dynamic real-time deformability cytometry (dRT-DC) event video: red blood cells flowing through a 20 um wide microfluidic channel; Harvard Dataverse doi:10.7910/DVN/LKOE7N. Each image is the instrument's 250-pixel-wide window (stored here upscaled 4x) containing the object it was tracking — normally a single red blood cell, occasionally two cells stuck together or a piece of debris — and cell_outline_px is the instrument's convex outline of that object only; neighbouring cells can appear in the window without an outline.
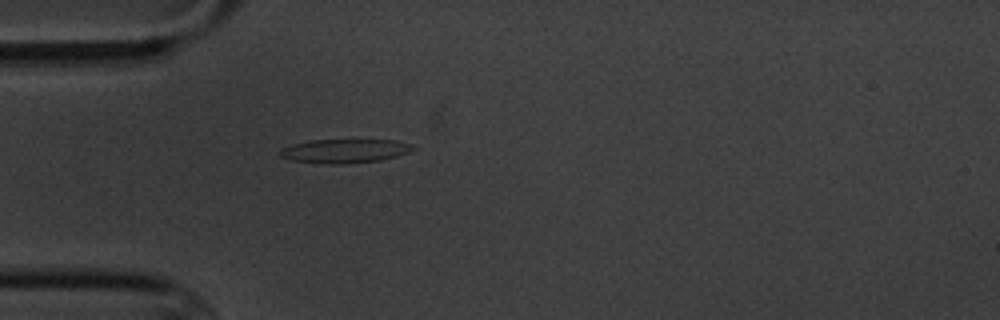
{"species": "common noctule bat (a hibernating species)", "species_latin": "Nyctalus noctula", "temperature_condition": "cold", "stored_images_in_passage": 4, "camera_frame_rate_fps": 3000, "um_per_image_px": 0.085, "animal": {"sex": "male", "body_mass_g": 20.1, "forearm_length_mm": 53.5}, "frame": {"image": 1, "passage_image": 4, "time_ms": 3.667, "image_size_px": [1000, 320], "cell_outline_px": [[416, 148], [408, 152], [396, 156], [380, 160], [348, 164], [320, 164], [288, 160], [280, 156], [280, 148], [292, 144], [308, 140], [392, 140], [412, 144]], "centroid_in_image_um": [29.24, 12.84], "position_along_channel_um": 55.8, "area_um2": 18.73}}